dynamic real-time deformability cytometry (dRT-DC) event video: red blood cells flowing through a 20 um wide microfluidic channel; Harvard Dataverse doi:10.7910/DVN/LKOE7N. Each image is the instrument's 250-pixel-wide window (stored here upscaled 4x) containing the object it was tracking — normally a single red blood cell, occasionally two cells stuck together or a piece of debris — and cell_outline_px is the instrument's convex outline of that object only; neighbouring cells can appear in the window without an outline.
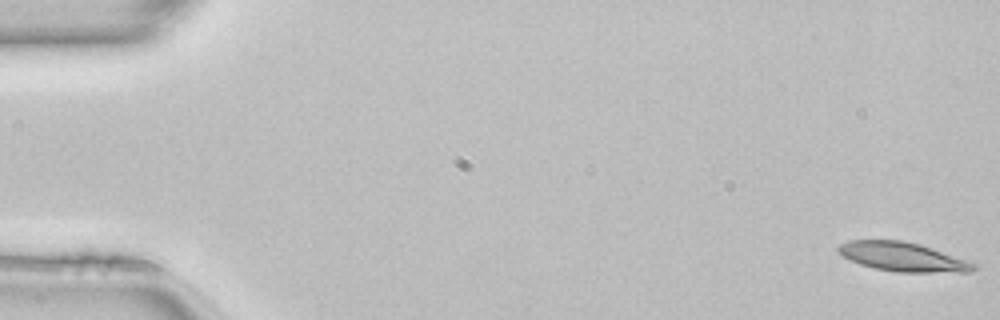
{"species": "common noctule bat (a hibernating species)", "species_latin": "Nyctalus noctula", "temperature_condition": "room temperature", "stored_images_in_passage": 50, "camera_frame_rate_fps": 3000, "um_per_image_px": 0.085, "animal": {"sex": "female", "body_mass_g": 22.7, "forearm_length_mm": 54.2}, "frame": {"image": 1, "passage_image": 1, "time_ms": 0.0, "image_size_px": [1000, 320], "cell_outline_px": [[980, 268], [968, 272], [896, 272], [876, 268], [860, 264], [836, 252], [836, 248], [840, 244], [848, 240], [904, 240], [920, 244], [932, 248], [976, 264]], "centroid_in_image_um": [76.72, 21.82], "position_along_channel_um": 8.3, "area_um2": 22.83}}
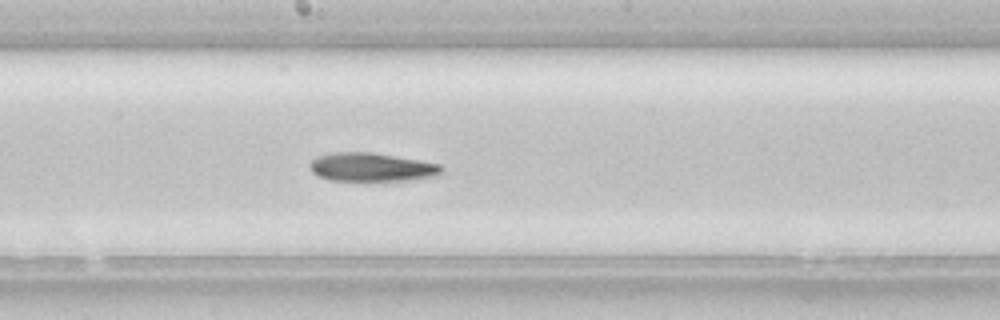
{"frame": {"image": 2, "passage_image": 27, "time_ms": 8.667, "image_size_px": [1000, 320], "cell_outline_px": [[444, 168], [440, 176], [408, 180], [332, 180], [320, 176], [312, 172], [308, 164], [316, 156], [332, 152], [372, 152], [420, 160], [440, 164]], "centroid_in_image_um": [31.62, 14.2], "position_along_channel_um": 216.6, "area_um2": 22.02}}
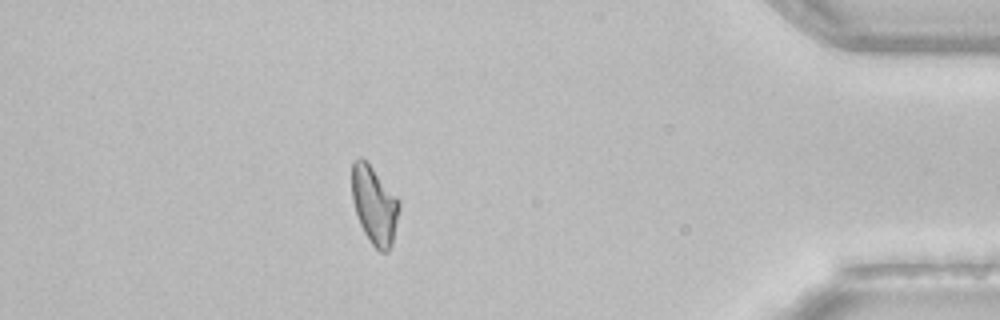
{"frame": {"image": 3, "passage_image": 44, "time_ms": 14.333, "image_size_px": [1000, 320], "cell_outline_px": [[400, 208], [392, 244], [388, 252], [380, 252], [372, 244], [364, 232], [360, 224], [352, 200], [352, 160], [360, 156], [372, 168], [400, 200]], "centroid_in_image_um": [31.82, 17.44], "position_along_channel_um": 403.4, "area_um2": 21.33}}